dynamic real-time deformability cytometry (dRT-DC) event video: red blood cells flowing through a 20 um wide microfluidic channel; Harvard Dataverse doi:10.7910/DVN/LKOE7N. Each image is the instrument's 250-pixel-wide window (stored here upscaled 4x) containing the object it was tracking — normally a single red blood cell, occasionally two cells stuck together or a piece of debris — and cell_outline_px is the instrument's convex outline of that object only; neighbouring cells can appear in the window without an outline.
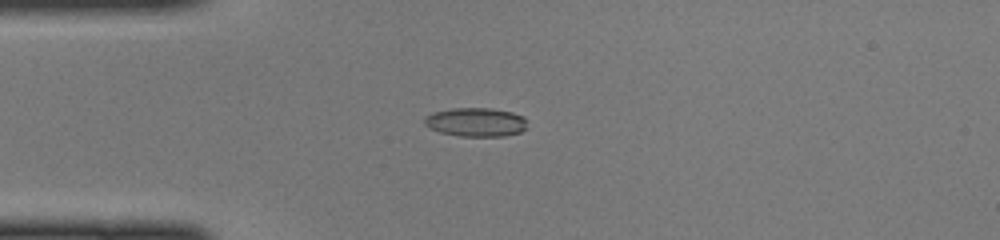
{"species": "common noctule bat (a hibernating species)", "species_latin": "Nyctalus noctula", "temperature_condition": "cold", "stored_images_in_passage": 36, "camera_frame_rate_fps": 3000, "um_per_image_px": 0.085, "animal": {"sex": "female", "body_mass_g": 22.0, "forearm_length_mm": 56.7}, "frame": {"image": 1, "passage_image": 1, "time_ms": 0.0, "image_size_px": [1000, 240], "cell_outline_px": [[528, 128], [520, 132], [504, 136], [460, 136], [440, 132], [428, 128], [424, 124], [424, 116], [432, 112], [452, 108], [492, 108], [512, 112], [524, 116]], "centroid_in_image_um": [40.44, 10.37], "position_along_channel_um": 44.6, "area_um2": 17.51}}
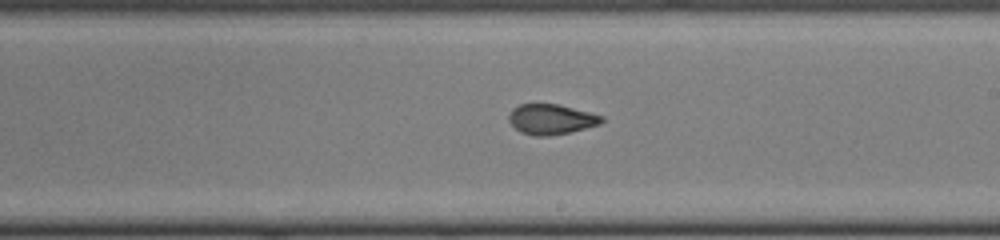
{"frame": {"image": 2, "passage_image": 16, "time_ms": 5.0, "image_size_px": [1000, 240], "cell_outline_px": [[604, 120], [600, 124], [568, 132], [548, 136], [536, 136], [520, 132], [508, 120], [508, 116], [512, 108], [520, 104], [560, 104], [604, 116]], "centroid_in_image_um": [46.84, 10.12], "position_along_channel_um": 242.2, "area_um2": 16.3}}
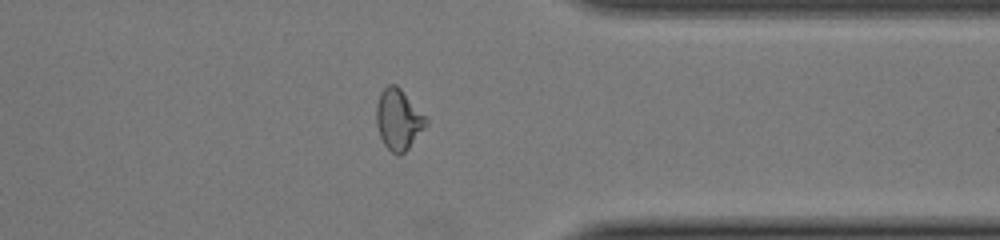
{"frame": {"image": 3, "passage_image": 26, "time_ms": 8.333, "image_size_px": [1000, 240], "cell_outline_px": [[428, 124], [408, 148], [400, 156], [392, 152], [384, 144], [380, 136], [376, 124], [376, 104], [380, 92], [388, 84], [396, 84], [400, 88], [428, 120]], "centroid_in_image_um": [33.84, 10.15], "position_along_channel_um": 377.6, "area_um2": 17.4}}